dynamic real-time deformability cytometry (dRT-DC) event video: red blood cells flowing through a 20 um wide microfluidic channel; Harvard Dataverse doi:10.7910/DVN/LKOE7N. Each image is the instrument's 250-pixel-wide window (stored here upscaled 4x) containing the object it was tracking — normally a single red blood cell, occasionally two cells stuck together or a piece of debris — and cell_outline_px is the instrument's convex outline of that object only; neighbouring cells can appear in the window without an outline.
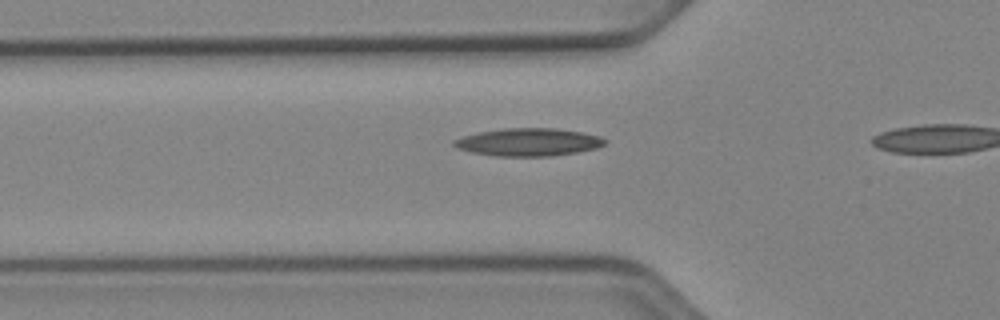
{"species": "Egyptian fruit bat (a non-hibernating species)", "species_latin": "Rousettus aegyptiacus", "temperature_condition": "cold", "stored_images_in_passage": 12, "camera_frame_rate_fps": 3000, "um_per_image_px": 0.085, "animal": {"sex": "female"}, "frame": {"image": 1, "passage_image": 7, "time_ms": 2.0, "image_size_px": [1000, 320], "cell_outline_px": [[608, 140], [604, 144], [596, 148], [576, 152], [552, 156], [496, 156], [472, 152], [456, 148], [452, 144], [452, 140], [464, 136], [480, 132], [504, 128], [556, 128], [580, 132], [600, 136]], "centroid_in_image_um": [44.91, 12.08], "position_along_channel_um": 80.9, "area_um2": 24.33}}
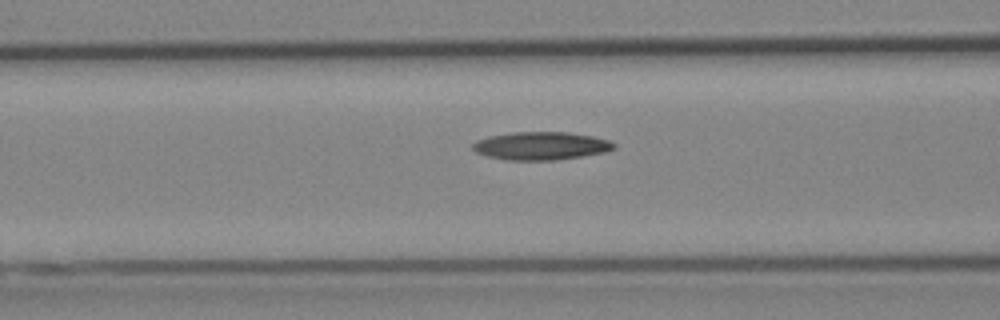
{"frame": {"image": 2, "passage_image": 10, "time_ms": 3.0, "image_size_px": [1000, 320], "cell_outline_px": [[616, 148], [604, 152], [584, 156], [552, 160], [508, 160], [488, 156], [476, 152], [472, 148], [472, 144], [476, 140], [488, 136], [512, 132], [568, 132], [592, 136], [608, 140], [616, 144]], "centroid_in_image_um": [45.98, 12.39], "position_along_channel_um": 120.6, "area_um2": 23.06}}